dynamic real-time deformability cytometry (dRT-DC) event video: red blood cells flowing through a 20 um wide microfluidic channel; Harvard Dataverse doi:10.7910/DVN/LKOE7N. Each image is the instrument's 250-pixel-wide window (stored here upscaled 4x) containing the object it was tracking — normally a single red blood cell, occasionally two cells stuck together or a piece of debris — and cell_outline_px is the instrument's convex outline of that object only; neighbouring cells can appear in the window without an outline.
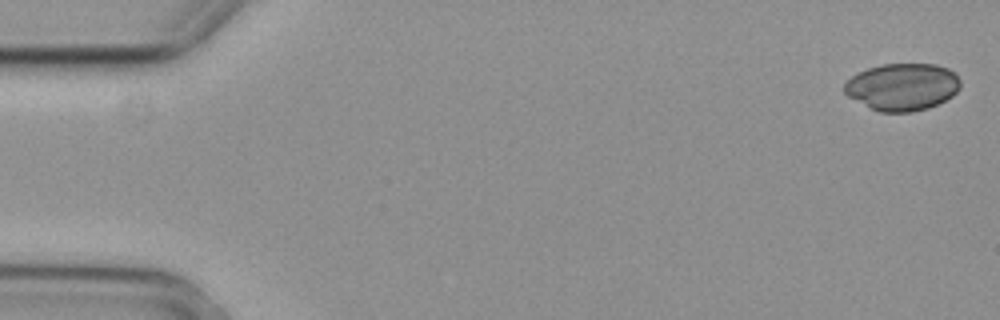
{"species": "common noctule bat (a hibernating species)", "species_latin": "Nyctalus noctula", "temperature_condition": "cold", "stored_images_in_passage": 7, "camera_frame_rate_fps": 3000, "um_per_image_px": 0.085, "animal": {"sex": "female", "body_mass_g": 29.2, "forearm_length_mm": 56.3}, "frame": {"image": 1, "passage_image": 1, "time_ms": 0.0, "image_size_px": [1000, 320], "cell_outline_px": [[960, 88], [952, 96], [928, 108], [912, 112], [880, 112], [848, 96], [844, 92], [844, 84], [852, 76], [868, 68], [880, 64], [936, 64], [948, 68], [956, 72], [960, 80]], "centroid_in_image_um": [76.73, 7.37], "position_along_channel_um": 8.3, "area_um2": 31.85}}